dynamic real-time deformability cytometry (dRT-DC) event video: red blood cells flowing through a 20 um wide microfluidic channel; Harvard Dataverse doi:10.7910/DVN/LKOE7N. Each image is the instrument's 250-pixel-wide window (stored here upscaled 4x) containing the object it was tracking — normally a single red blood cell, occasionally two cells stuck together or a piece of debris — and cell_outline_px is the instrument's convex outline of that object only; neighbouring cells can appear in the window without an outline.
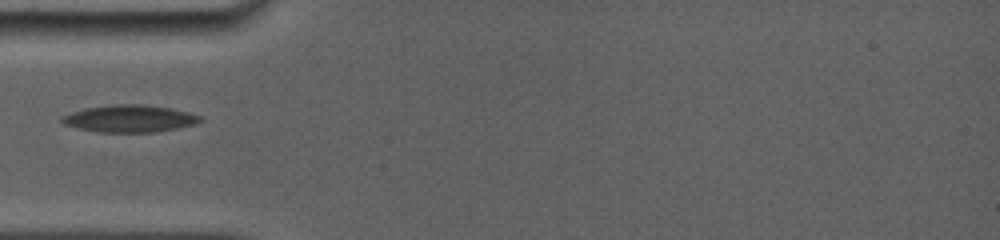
{"species": "common noctule bat (a hibernating species)", "species_latin": "Nyctalus noctula", "temperature_condition": "room temperature", "stored_images_in_passage": 13, "camera_frame_rate_fps": 5000, "um_per_image_px": 0.085, "animal": {"sex": "female", "body_mass_g": 19.0, "forearm_length_mm": 56.7}, "frame": {"image": 1, "passage_image": 1, "time_ms": 0.0, "image_size_px": [1000, 240], "cell_outline_px": [[204, 120], [196, 124], [156, 132], [96, 132], [76, 128], [64, 124], [60, 120], [60, 116], [84, 108], [112, 104], [144, 104], [172, 108], [204, 116]], "centroid_in_image_um": [11.03, 10.07], "position_along_channel_um": 74.0, "area_um2": 22.25}}
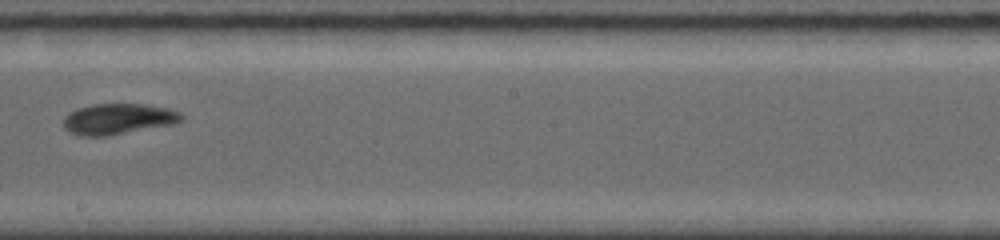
{"frame": {"image": 2, "passage_image": 7, "time_ms": 4.2, "image_size_px": [1000, 240], "cell_outline_px": [[184, 120], [172, 124], [108, 136], [80, 136], [68, 132], [64, 128], [64, 116], [68, 112], [92, 104], [144, 104], [168, 108], [180, 112], [184, 116]], "centroid_in_image_um": [10.04, 10.11], "position_along_channel_um": 238.2, "area_um2": 21.27}}
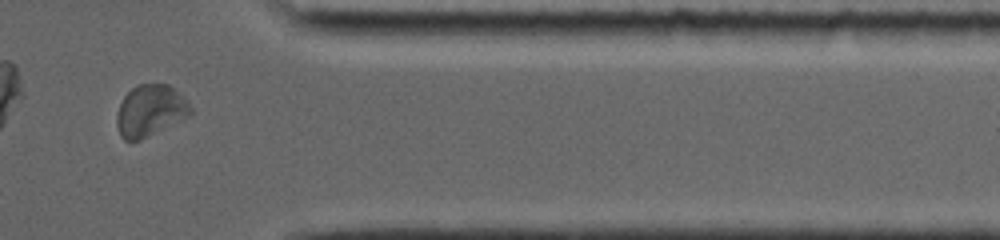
{"frame": {"image": 3, "passage_image": 11, "time_ms": 8.4, "image_size_px": [1000, 240], "cell_outline_px": [[192, 112], [188, 116], [140, 140], [124, 140], [120, 136], [116, 124], [116, 116], [120, 104], [124, 96], [136, 84], [168, 84], [184, 96], [192, 108]], "centroid_in_image_um": [12.75, 9.39], "position_along_channel_um": 398.6, "area_um2": 22.02}}